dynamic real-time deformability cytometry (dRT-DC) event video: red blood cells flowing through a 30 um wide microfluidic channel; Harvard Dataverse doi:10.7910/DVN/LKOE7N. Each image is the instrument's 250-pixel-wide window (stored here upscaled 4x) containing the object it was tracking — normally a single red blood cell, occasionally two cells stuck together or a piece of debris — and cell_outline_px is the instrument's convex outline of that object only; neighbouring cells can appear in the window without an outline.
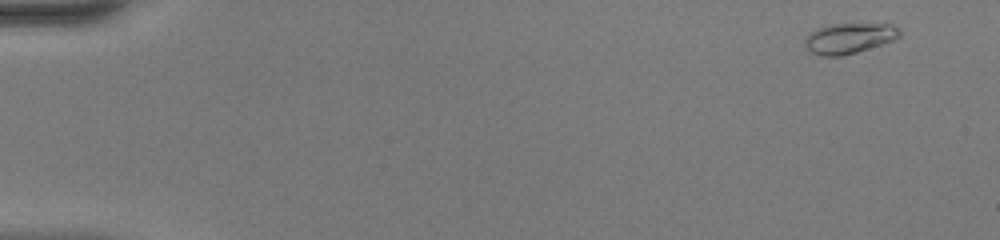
{"species": "common noctule bat (a hibernating species)", "species_latin": "Nyctalus noctula", "temperature_condition": "warm", "stored_images_in_passage": 8, "camera_frame_rate_fps": 3000, "um_per_image_px": 0.085, "animal": {"sex": "female", "body_mass_g": 20.0, "forearm_length_mm": 54.0}, "frame": {"image": 1, "passage_image": 1, "time_ms": 0.0, "image_size_px": [1000, 240], "cell_outline_px": [[900, 36], [892, 40], [856, 52], [840, 56], [820, 56], [812, 52], [804, 44], [804, 40], [816, 28], [828, 24], [892, 24], [900, 32]], "centroid_in_image_um": [72.14, 3.24], "position_along_channel_um": 12.9, "area_um2": 16.47}}